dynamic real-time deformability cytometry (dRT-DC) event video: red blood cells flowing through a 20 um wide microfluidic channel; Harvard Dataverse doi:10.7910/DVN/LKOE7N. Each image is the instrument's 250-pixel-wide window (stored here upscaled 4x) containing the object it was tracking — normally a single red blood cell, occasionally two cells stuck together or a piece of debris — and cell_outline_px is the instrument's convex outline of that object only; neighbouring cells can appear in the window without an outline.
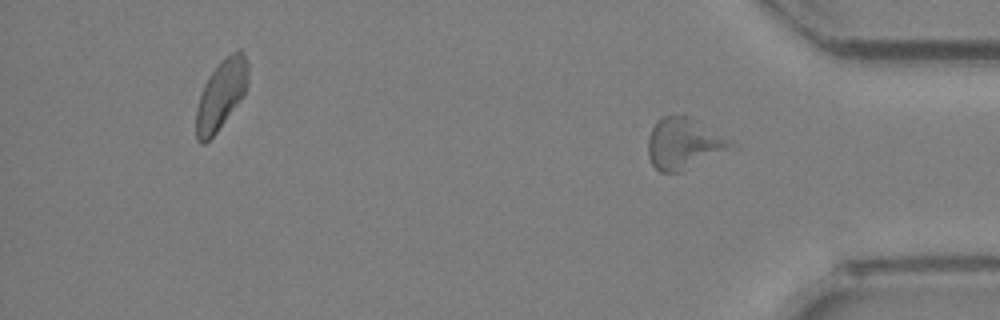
{"species": "Egyptian fruit bat (a non-hibernating species)", "species_latin": "Rousettus aegyptiacus", "temperature_condition": "room temperature", "stored_images_in_passage": 18, "segment_of_instrument_passage": [2, 2], "camera_frame_rate_fps": 3000, "um_per_image_px": 0.085, "animal": {"sex": "female"}, "frame": {"image": 1, "passage_image": 18, "time_ms": 5.667, "image_size_px": [1000, 320], "cell_outline_px": [[736, 148], [680, 172], [660, 172], [652, 164], [648, 156], [648, 136], [656, 120], [660, 116], [688, 116], [700, 120], [732, 140], [736, 144]], "centroid_in_image_um": [58.18, 12.19], "position_along_channel_um": 377.0, "area_um2": 25.26}}